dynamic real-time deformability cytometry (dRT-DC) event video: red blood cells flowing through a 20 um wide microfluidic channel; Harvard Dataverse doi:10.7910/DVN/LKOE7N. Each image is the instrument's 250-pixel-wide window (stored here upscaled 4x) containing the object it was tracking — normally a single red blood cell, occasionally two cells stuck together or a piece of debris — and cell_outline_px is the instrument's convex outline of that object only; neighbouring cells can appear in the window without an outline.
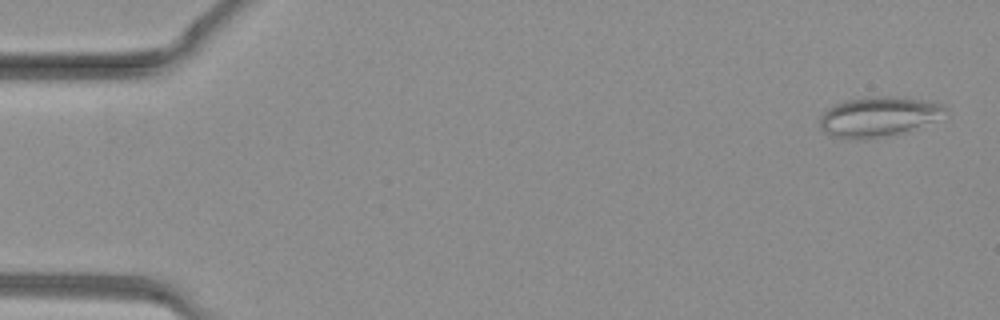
{"species": "common noctule bat (a hibernating species)", "species_latin": "Nyctalus noctula", "temperature_condition": "warm", "stored_images_in_passage": 38, "camera_frame_rate_fps": 3000, "um_per_image_px": 0.085, "animal": {"sex": "female", "body_mass_g": 19.3, "forearm_length_mm": 54.1}, "frame": {"image": 1, "passage_image": 2, "time_ms": 0.333, "image_size_px": [1000, 320], "cell_outline_px": [[948, 108], [932, 120], [900, 132], [876, 136], [832, 136], [824, 132], [820, 128], [820, 116], [828, 108], [836, 104], [848, 100], [868, 96], [896, 96], [944, 104]], "centroid_in_image_um": [74.6, 9.84], "position_along_channel_um": 10.4, "area_um2": 27.51}}
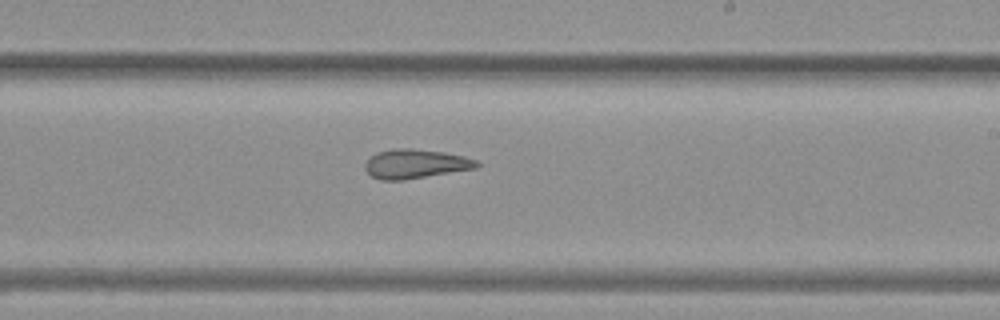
{"frame": {"image": 2, "passage_image": 23, "time_ms": 7.333, "image_size_px": [1000, 320], "cell_outline_px": [[480, 164], [476, 168], [404, 180], [380, 180], [372, 176], [364, 168], [364, 164], [376, 152], [396, 148], [412, 148], [444, 152], [464, 156], [476, 160]], "centroid_in_image_um": [35.3, 13.92], "position_along_channel_um": 253.7, "area_um2": 18.96}}
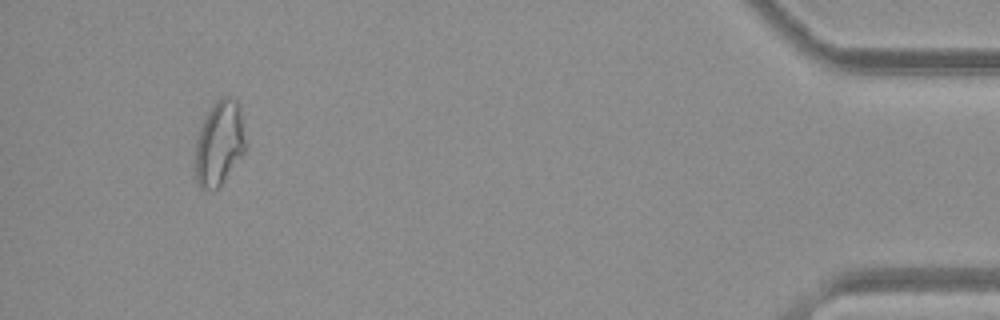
{"frame": {"image": 3, "passage_image": 36, "time_ms": 11.667, "image_size_px": [1000, 320], "cell_outline_px": [[244, 152], [220, 188], [204, 192], [200, 188], [196, 180], [196, 140], [200, 128], [208, 112], [216, 100], [224, 96], [232, 96], [236, 100], [240, 108], [244, 140]], "centroid_in_image_um": [18.63, 12.22], "position_along_channel_um": 416.6, "area_um2": 24.68}}